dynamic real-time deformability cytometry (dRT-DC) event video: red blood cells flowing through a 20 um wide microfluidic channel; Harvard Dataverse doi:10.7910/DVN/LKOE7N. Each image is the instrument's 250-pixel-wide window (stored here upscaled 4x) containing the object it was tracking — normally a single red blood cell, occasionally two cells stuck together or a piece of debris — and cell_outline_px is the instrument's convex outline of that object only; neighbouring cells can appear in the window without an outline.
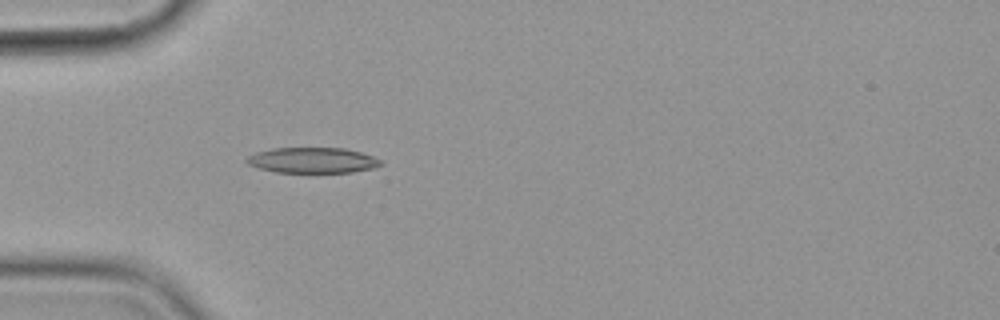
{"species": "common noctule bat (a hibernating species)", "species_latin": "Nyctalus noctula", "temperature_condition": "cold", "stored_images_in_passage": 6, "camera_frame_rate_fps": 3000, "um_per_image_px": 0.085, "animal": {"sex": "female", "body_mass_g": 19.9}, "frame": {"image": 1, "passage_image": 6, "time_ms": 5.667, "image_size_px": [1000, 320], "cell_outline_px": [[384, 164], [372, 168], [352, 172], [276, 172], [260, 168], [248, 164], [244, 160], [248, 156], [256, 152], [272, 148], [344, 148], [360, 152], [372, 156], [380, 160]], "centroid_in_image_um": [26.55, 13.62], "position_along_channel_um": 58.5, "area_um2": 19.83}}